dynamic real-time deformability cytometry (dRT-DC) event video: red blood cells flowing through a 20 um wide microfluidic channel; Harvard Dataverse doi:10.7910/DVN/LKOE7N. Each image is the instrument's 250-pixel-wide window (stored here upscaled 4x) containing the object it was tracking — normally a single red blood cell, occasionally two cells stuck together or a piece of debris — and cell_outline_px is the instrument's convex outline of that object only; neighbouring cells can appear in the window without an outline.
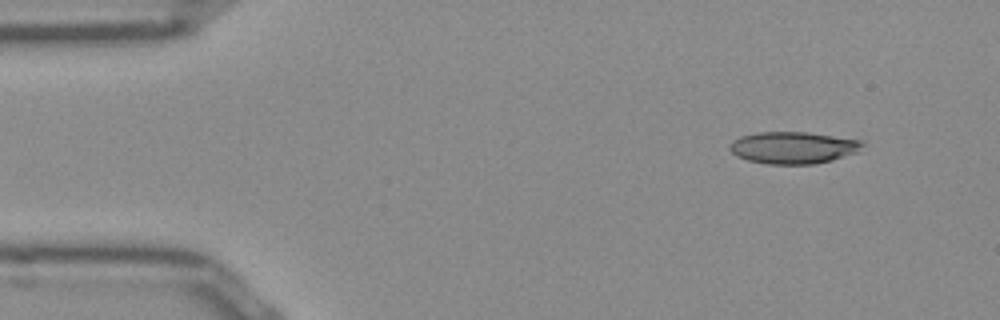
{"species": "Egyptian fruit bat (a non-hibernating species)", "species_latin": "Rousettus aegyptiacus", "temperature_condition": "room temperature", "stored_images_in_passage": 47, "camera_frame_rate_fps": 3000, "um_per_image_px": 0.085, "frame": {"image": 1, "passage_image": 1, "time_ms": 0.0, "image_size_px": [1000, 320], "cell_outline_px": [[864, 144], [856, 152], [832, 160], [812, 164], [768, 164], [748, 160], [736, 156], [728, 148], [732, 140], [740, 136], [756, 132], [808, 132], [860, 140]], "centroid_in_image_um": [67.36, 12.54], "position_along_channel_um": 17.6, "area_um2": 24.62}}
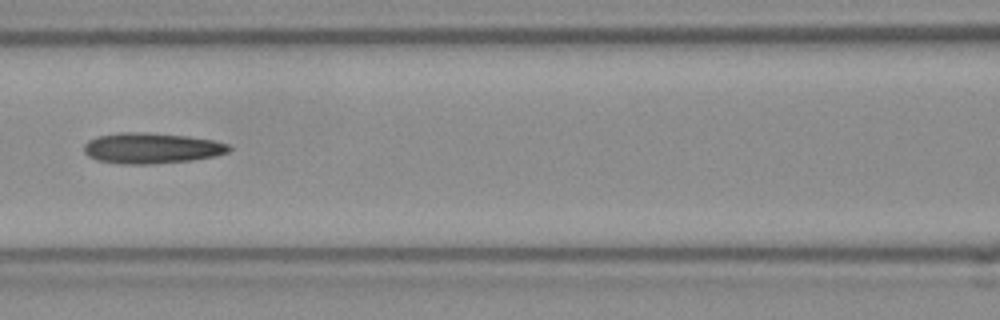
{"frame": {"image": 2, "passage_image": 18, "time_ms": 5.667, "image_size_px": [1000, 320], "cell_outline_px": [[232, 148], [228, 152], [216, 156], [192, 160], [152, 164], [120, 164], [96, 160], [88, 156], [84, 152], [84, 144], [88, 140], [96, 136], [120, 132], [148, 132], [188, 136], [212, 140], [228, 144]], "centroid_in_image_um": [12.85, 12.59], "position_along_channel_um": 153.7, "area_um2": 26.18}}
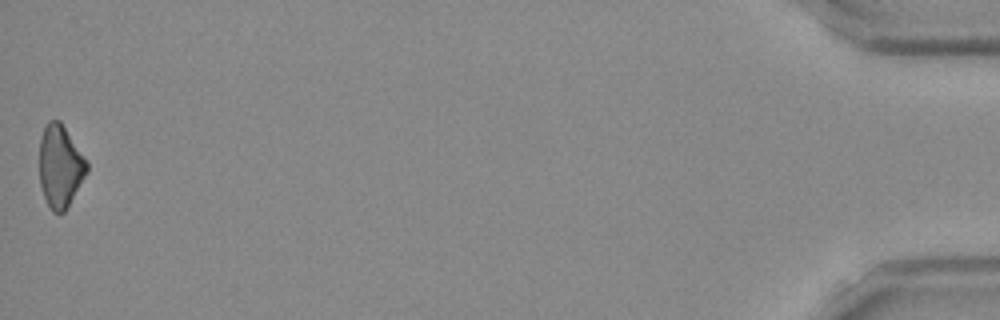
{"frame": {"image": 3, "passage_image": 47, "time_ms": 15.333, "image_size_px": [1000, 320], "cell_outline_px": [[88, 172], [64, 212], [52, 212], [44, 196], [40, 184], [40, 136], [48, 120], [60, 120], [88, 160]], "centroid_in_image_um": [5.13, 14.1], "position_along_channel_um": 430.1, "area_um2": 22.83}}